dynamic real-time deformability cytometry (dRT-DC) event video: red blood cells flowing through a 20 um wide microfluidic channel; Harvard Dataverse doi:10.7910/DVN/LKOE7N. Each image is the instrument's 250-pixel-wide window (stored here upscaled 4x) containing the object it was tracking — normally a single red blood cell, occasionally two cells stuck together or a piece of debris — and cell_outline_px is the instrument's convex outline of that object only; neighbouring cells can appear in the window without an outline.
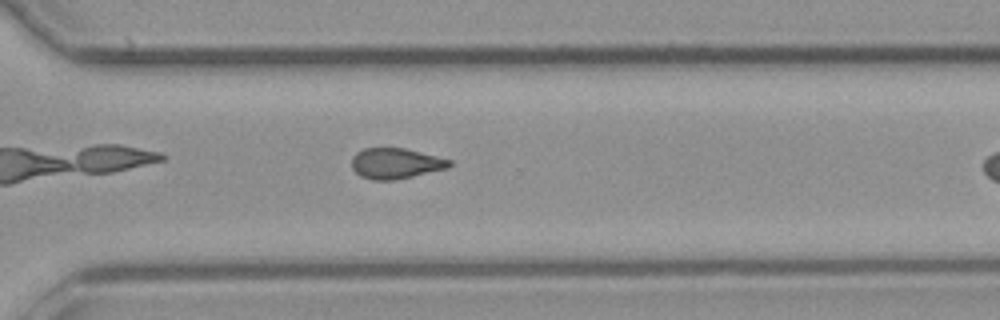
{"species": "common noctule bat (a hibernating species)", "species_latin": "Nyctalus noctula", "temperature_condition": "cold", "stored_images_in_passage": 34, "camera_frame_rate_fps": 3000, "um_per_image_px": 0.085, "animal": {"sex": "male", "body_mass_g": 23.1, "forearm_length_mm": 52.7}, "frame": {"image": 1, "passage_image": 29, "time_ms": 9.333, "image_size_px": [1000, 320], "cell_outline_px": [[452, 164], [448, 168], [396, 180], [372, 180], [360, 176], [352, 168], [352, 156], [356, 152], [364, 148], [404, 148], [452, 160]], "centroid_in_image_um": [33.62, 13.89], "position_along_channel_um": 337.0, "area_um2": 17.46}}